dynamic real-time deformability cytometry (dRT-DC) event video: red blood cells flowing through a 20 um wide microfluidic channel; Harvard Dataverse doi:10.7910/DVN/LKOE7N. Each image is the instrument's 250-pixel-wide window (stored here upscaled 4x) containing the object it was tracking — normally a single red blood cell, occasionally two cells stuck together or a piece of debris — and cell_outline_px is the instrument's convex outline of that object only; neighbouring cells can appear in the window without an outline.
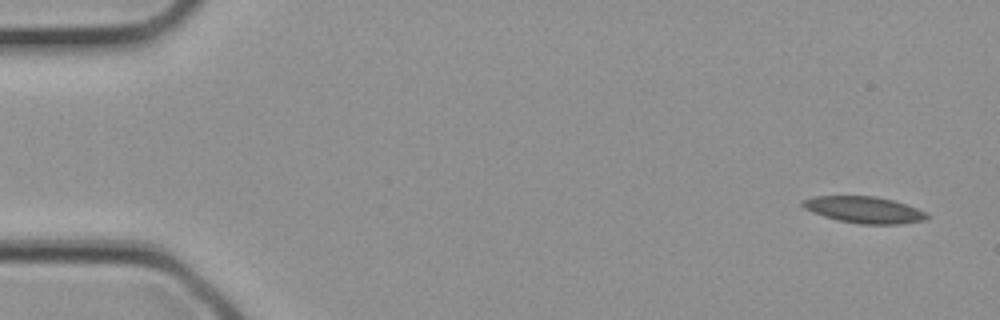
{"species": "common noctule bat (a hibernating species)", "species_latin": "Nyctalus noctula", "temperature_condition": "cold", "stored_images_in_passage": 3, "segment_of_instrument_passage": [2, 2], "camera_frame_rate_fps": 3000, "um_per_image_px": 0.085, "animal": {"sex": "female", "body_mass_g": 21.9}, "frame": {"image": 1, "passage_image": 3, "time_ms": 0.667, "image_size_px": [1000, 320], "cell_outline_px": [[928, 216], [924, 220], [900, 224], [860, 224], [836, 220], [812, 212], [804, 208], [800, 204], [800, 200], [812, 196], [876, 196], [892, 200], [928, 212]], "centroid_in_image_um": [73.4, 17.83], "position_along_channel_um": 11.6, "area_um2": 19.31}}